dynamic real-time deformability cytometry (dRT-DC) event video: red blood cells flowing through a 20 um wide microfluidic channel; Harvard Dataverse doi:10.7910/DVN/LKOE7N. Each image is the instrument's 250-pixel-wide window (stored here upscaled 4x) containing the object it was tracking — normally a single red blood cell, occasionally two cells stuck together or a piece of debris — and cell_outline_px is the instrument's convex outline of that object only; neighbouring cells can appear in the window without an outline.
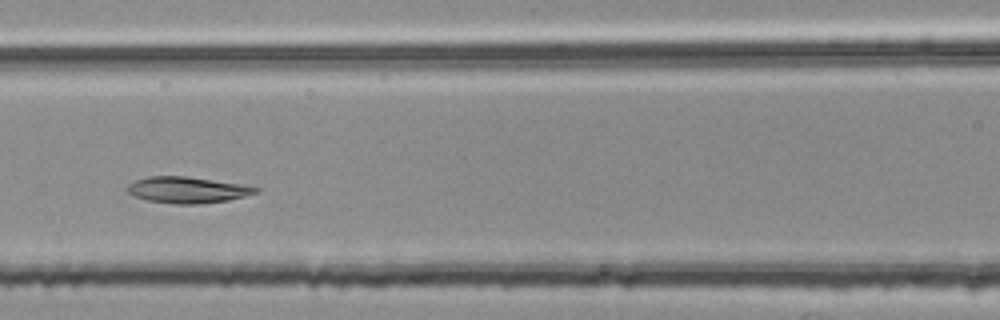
{"species": "common noctule bat (a hibernating species)", "species_latin": "Nyctalus noctula", "temperature_condition": "room temperature", "stored_images_in_passage": 45, "camera_frame_rate_fps": 3000, "um_per_image_px": 0.085, "animal": {"sex": "female", "body_mass_g": 25.1}, "frame": {"image": 1, "passage_image": 19, "time_ms": 6.0, "image_size_px": [1000, 320], "cell_outline_px": [[260, 188], [256, 192], [244, 196], [228, 200], [196, 204], [176, 204], [148, 200], [132, 196], [124, 192], [124, 188], [128, 184], [136, 180], [148, 176], [184, 176], [244, 184]], "centroid_in_image_um": [15.85, 16.14], "position_along_channel_um": 150.7, "area_um2": 19.71}}
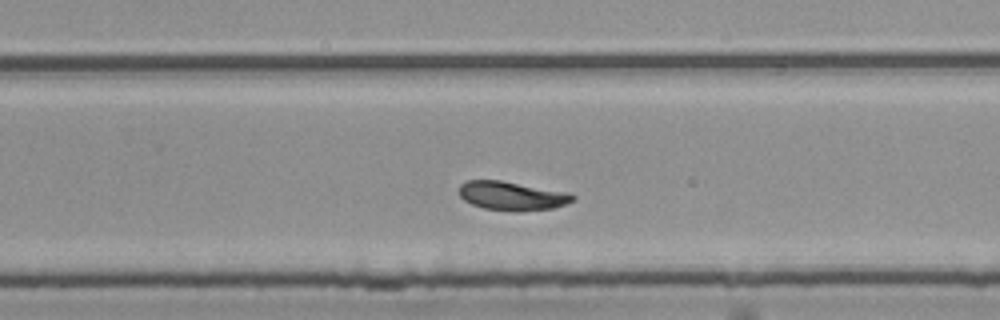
{"frame": {"image": 2, "passage_image": 30, "time_ms": 9.667, "image_size_px": [1000, 320], "cell_outline_px": [[576, 200], [552, 208], [520, 212], [484, 208], [472, 204], [464, 200], [460, 196], [460, 184], [468, 180], [500, 180], [568, 192], [576, 196]], "centroid_in_image_um": [43.54, 16.65], "position_along_channel_um": 286.3, "area_um2": 19.07}}
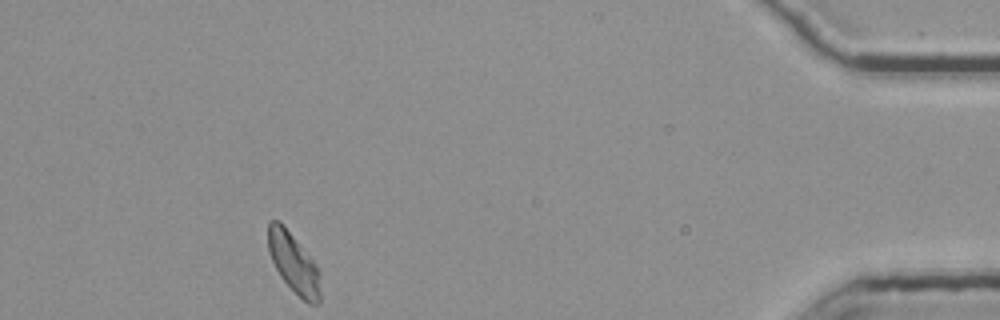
{"frame": {"image": 3, "passage_image": 45, "time_ms": 14.667, "image_size_px": [1000, 320], "cell_outline_px": [[320, 304], [308, 304], [280, 276], [268, 252], [268, 220], [280, 220], [316, 264], [320, 272]], "centroid_in_image_um": [24.96, 22.34], "position_along_channel_um": 410.2, "area_um2": 18.15}, "authors_computed_cell_mechanics": {"area_um2": 19.2474, "velocity_mm_per_s": 3.7152, "shape_relaxation_time_tau1_ms": 3.5678, "shape_relaxation_time_tau2_ms": 3.868, "deformation_change_tau1": 0.1175, "deformation_change_tau2": 0.0712}}